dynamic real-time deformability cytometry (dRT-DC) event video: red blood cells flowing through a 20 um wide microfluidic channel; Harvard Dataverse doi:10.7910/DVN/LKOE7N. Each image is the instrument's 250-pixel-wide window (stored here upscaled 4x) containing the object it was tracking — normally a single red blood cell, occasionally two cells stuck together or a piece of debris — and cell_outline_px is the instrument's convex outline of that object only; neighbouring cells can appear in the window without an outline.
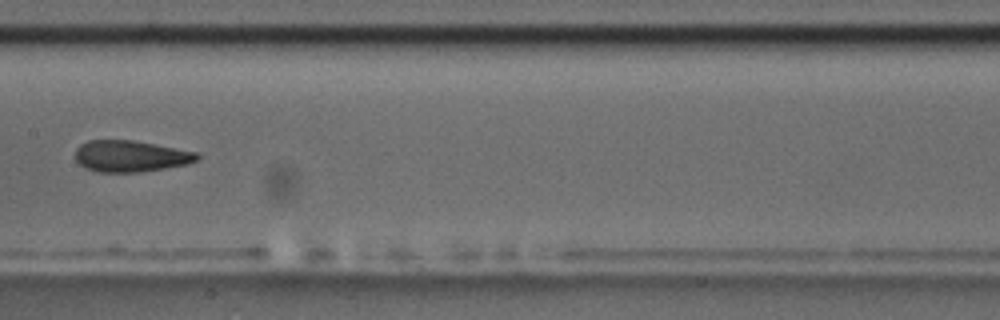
{"species": "common noctule bat (a hibernating species)", "species_latin": "Nyctalus noctula", "temperature_condition": "room temperature", "stored_images_in_passage": 8, "camera_frame_rate_fps": 3000, "um_per_image_px": 0.085, "animal": {"sex": "male", "body_mass_g": 17.5, "forearm_length_mm": 52.3}, "frame": {"image": 1, "passage_image": 8, "time_ms": 8.0, "image_size_px": [1000, 320], "cell_outline_px": [[200, 160], [188, 164], [140, 172], [100, 172], [84, 168], [76, 160], [76, 148], [80, 144], [88, 140], [132, 140], [196, 152], [200, 156]], "centroid_in_image_um": [11.09, 13.28], "position_along_channel_um": 196.3, "area_um2": 22.25}}